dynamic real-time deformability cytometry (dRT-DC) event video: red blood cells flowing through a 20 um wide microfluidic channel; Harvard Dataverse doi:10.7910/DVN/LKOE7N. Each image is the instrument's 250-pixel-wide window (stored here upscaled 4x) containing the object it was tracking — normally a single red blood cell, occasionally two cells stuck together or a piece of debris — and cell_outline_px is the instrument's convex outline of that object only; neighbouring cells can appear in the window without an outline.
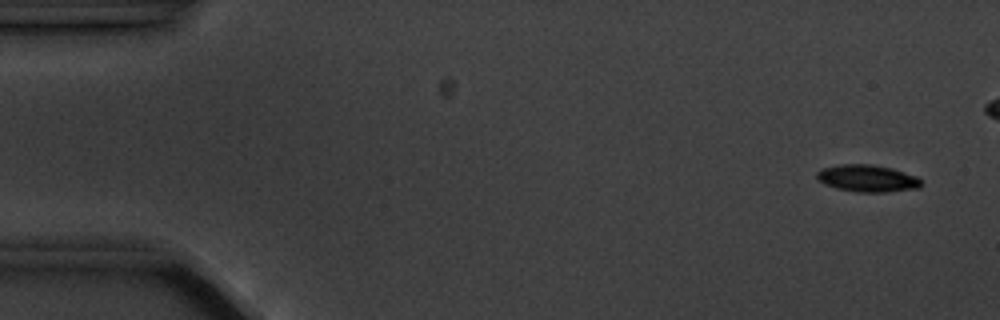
{"species": "common noctule bat (a hibernating species)", "species_latin": "Nyctalus noctula", "temperature_condition": "cold", "stored_images_in_passage": 7, "camera_frame_rate_fps": 3000, "um_per_image_px": 0.085, "animal": {"sex": "male", "body_mass_g": 20.1, "forearm_length_mm": 53.5}, "frame": {"image": 1, "passage_image": 1, "time_ms": 0.0, "image_size_px": [1000, 320], "cell_outline_px": [[920, 188], [884, 192], [856, 192], [836, 188], [824, 184], [816, 180], [816, 172], [820, 168], [840, 164], [872, 164], [892, 168], [916, 176], [920, 180]], "centroid_in_image_um": [73.66, 15.15], "position_along_channel_um": 11.3, "area_um2": 16.59}}